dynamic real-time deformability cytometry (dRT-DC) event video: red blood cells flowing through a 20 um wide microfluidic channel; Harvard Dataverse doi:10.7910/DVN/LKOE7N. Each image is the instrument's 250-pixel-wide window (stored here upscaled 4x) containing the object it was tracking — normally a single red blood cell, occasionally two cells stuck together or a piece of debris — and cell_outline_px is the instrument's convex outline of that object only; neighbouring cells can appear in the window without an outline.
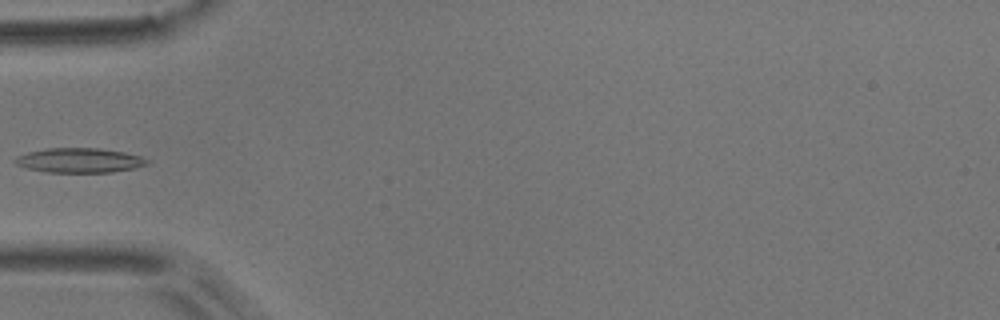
{"species": "common noctule bat (a hibernating species)", "species_latin": "Nyctalus noctula", "temperature_condition": "room temperature", "stored_images_in_passage": 3, "camera_frame_rate_fps": 3000, "um_per_image_px": 0.085, "animal": {"sex": "male", "body_mass_g": 17.9}, "frame": {"image": 1, "passage_image": 2, "time_ms": 0.333, "image_size_px": [1000, 320], "cell_outline_px": [[148, 164], [136, 168], [112, 172], [48, 172], [24, 168], [16, 164], [12, 160], [16, 156], [28, 152], [48, 148], [100, 148], [124, 152], [140, 156], [148, 160]], "centroid_in_image_um": [6.73, 13.63], "position_along_channel_um": 78.3, "area_um2": 19.02}}
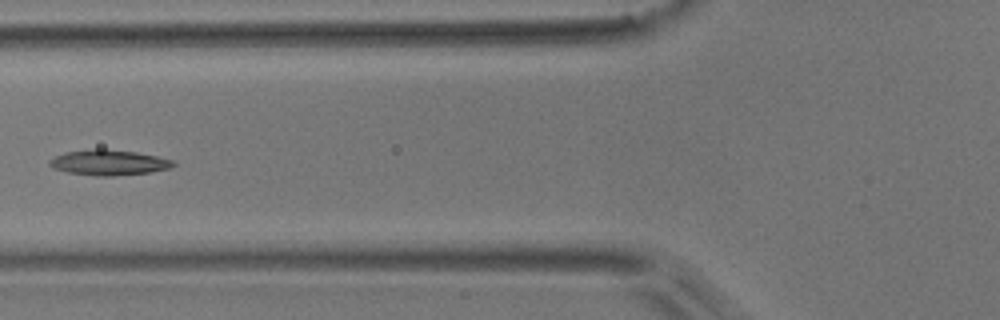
{"frame": {"image": 2, "passage_image": 3, "time_ms": 0.667, "image_size_px": [1000, 320], "cell_outline_px": [[176, 164], [168, 168], [148, 172], [112, 176], [96, 176], [68, 172], [52, 168], [48, 164], [48, 160], [64, 152], [96, 148], [104, 148], [136, 152], [156, 156], [172, 160]], "centroid_in_image_um": [9.19, 13.8], "position_along_channel_um": 116.6, "area_um2": 18.26}}